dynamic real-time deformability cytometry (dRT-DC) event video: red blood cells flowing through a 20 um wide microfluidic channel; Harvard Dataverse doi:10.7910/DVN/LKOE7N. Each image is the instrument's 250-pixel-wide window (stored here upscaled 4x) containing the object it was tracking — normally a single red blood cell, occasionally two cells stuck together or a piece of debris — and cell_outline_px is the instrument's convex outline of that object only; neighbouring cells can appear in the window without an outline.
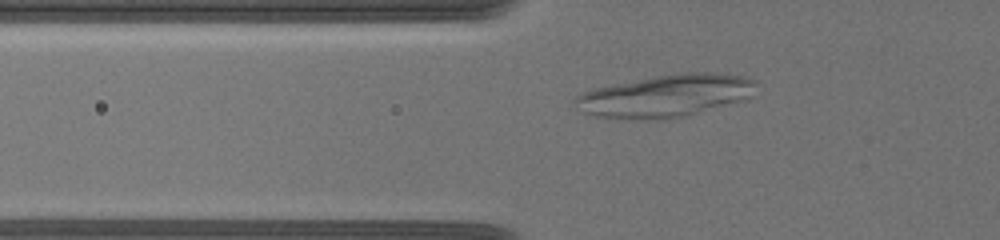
{"species": "common noctule bat (a hibernating species)", "species_latin": "Nyctalus noctula", "temperature_condition": "warm", "stored_images_in_passage": 29, "camera_frame_rate_fps": 3000, "um_per_image_px": 0.085, "animal": {"sex": "female", "body_mass_g": 19.5, "forearm_length_mm": 54.1}, "frame": {"image": 1, "passage_image": 3, "time_ms": 1.0, "image_size_px": [1000, 240], "cell_outline_px": [[756, 80], [752, 96], [740, 100], [680, 116], [664, 120], [636, 120], [592, 116], [584, 112], [572, 100], [576, 96], [592, 88], [656, 76], [680, 72], [712, 72], [740, 76]], "centroid_in_image_um": [56.51, 8.14], "position_along_channel_um": 69.3, "area_um2": 44.22}}
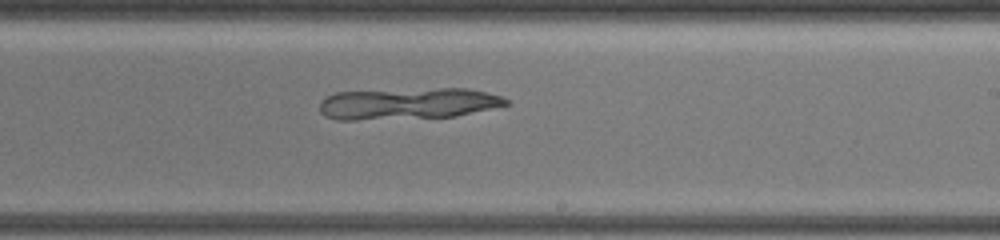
{"frame": {"image": 2, "passage_image": 13, "time_ms": 6.333, "image_size_px": [1000, 240], "cell_outline_px": [[512, 104], [456, 116], [356, 120], [336, 120], [324, 116], [320, 112], [320, 100], [336, 92], [440, 88], [468, 88], [500, 96], [508, 100]], "centroid_in_image_um": [34.66, 8.81], "position_along_channel_um": 254.3, "area_um2": 34.22}}
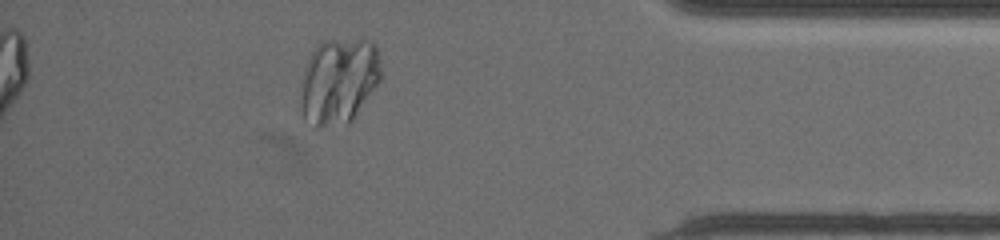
{"frame": {"image": 3, "passage_image": 22, "time_ms": 11.333, "image_size_px": [1000, 240], "cell_outline_px": [[380, 80], [352, 120], [320, 128], [316, 128], [304, 120], [300, 92], [304, 72], [308, 60], [316, 44], [324, 40], [372, 40], [376, 44], [380, 60]], "centroid_in_image_um": [28.79, 6.86], "position_along_channel_um": 406.4, "area_um2": 40.11}}